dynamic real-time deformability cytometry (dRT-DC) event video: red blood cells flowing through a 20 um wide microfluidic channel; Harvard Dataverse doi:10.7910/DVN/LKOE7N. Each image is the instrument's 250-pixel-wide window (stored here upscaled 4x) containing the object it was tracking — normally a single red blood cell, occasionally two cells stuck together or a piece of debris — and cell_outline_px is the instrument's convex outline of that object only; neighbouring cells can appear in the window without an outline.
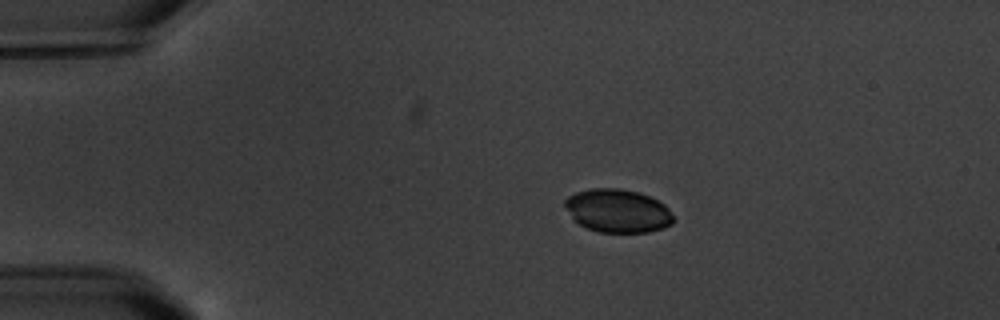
{"species": "common noctule bat (a hibernating species)", "species_latin": "Nyctalus noctula", "temperature_condition": "warm", "stored_images_in_passage": 5, "camera_frame_rate_fps": 3000, "um_per_image_px": 0.085, "animal": {"sex": "male", "body_mass_g": 20.1, "forearm_length_mm": 53.5}, "frame": {"image": 1, "passage_image": 2, "time_ms": 2.0, "image_size_px": [1000, 320], "cell_outline_px": [[676, 220], [672, 224], [664, 228], [648, 232], [596, 232], [580, 224], [572, 216], [564, 204], [564, 200], [568, 196], [576, 192], [588, 188], [620, 188], [636, 192], [648, 196], [664, 204], [668, 208]], "centroid_in_image_um": [52.52, 17.92], "position_along_channel_um": 32.5, "area_um2": 27.34}}
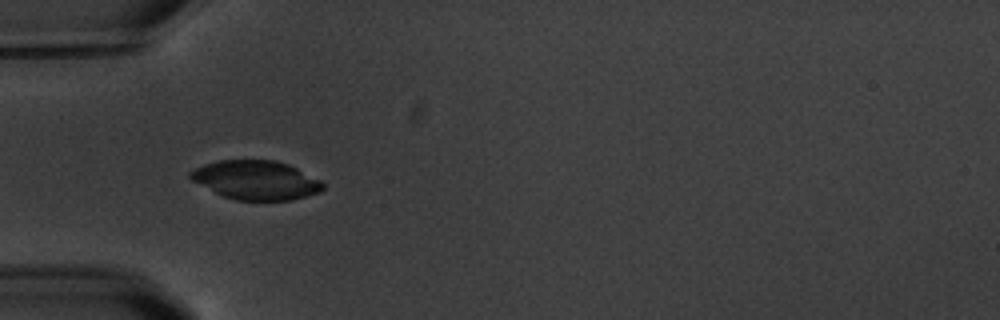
{"frame": {"image": 2, "passage_image": 4, "time_ms": 4.333, "image_size_px": [1000, 320], "cell_outline_px": [[324, 188], [320, 192], [292, 200], [236, 200], [224, 196], [192, 180], [188, 176], [188, 172], [204, 164], [220, 160], [276, 160], [288, 164], [320, 180], [324, 184]], "centroid_in_image_um": [21.77, 15.3], "position_along_channel_um": 63.2, "area_um2": 29.88}}